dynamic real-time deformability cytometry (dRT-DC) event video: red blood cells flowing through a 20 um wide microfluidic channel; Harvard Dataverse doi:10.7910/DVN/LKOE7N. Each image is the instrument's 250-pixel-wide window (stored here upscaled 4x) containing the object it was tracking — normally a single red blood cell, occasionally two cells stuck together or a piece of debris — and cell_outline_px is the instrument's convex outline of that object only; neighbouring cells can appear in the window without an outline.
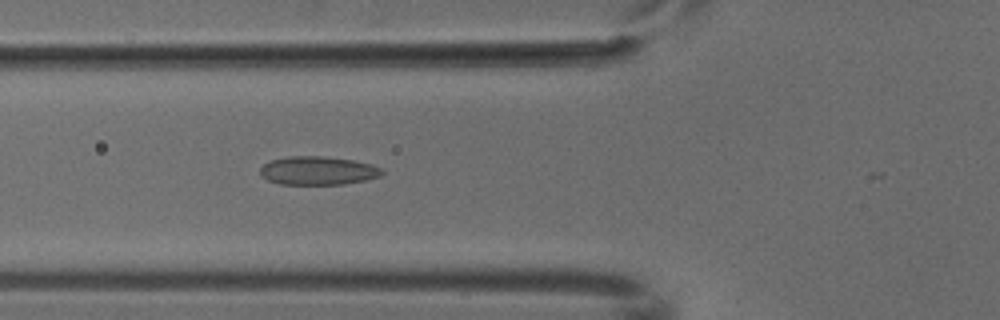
{"species": "common noctule bat (a hibernating species)", "species_latin": "Nyctalus noctula", "temperature_condition": "cold", "stored_images_in_passage": 4, "camera_frame_rate_fps": 3000, "um_per_image_px": 0.085, "animal": {"sex": "male", "body_mass_g": 18.8}, "frame": {"image": 1, "passage_image": 4, "time_ms": 1.0, "image_size_px": [1000, 320], "cell_outline_px": [[384, 172], [380, 176], [364, 180], [344, 184], [280, 184], [268, 180], [260, 176], [260, 168], [264, 164], [272, 160], [288, 156], [324, 156], [352, 160], [372, 164], [380, 168]], "centroid_in_image_um": [27.0, 14.5], "position_along_channel_um": 98.8, "area_um2": 20.17}}